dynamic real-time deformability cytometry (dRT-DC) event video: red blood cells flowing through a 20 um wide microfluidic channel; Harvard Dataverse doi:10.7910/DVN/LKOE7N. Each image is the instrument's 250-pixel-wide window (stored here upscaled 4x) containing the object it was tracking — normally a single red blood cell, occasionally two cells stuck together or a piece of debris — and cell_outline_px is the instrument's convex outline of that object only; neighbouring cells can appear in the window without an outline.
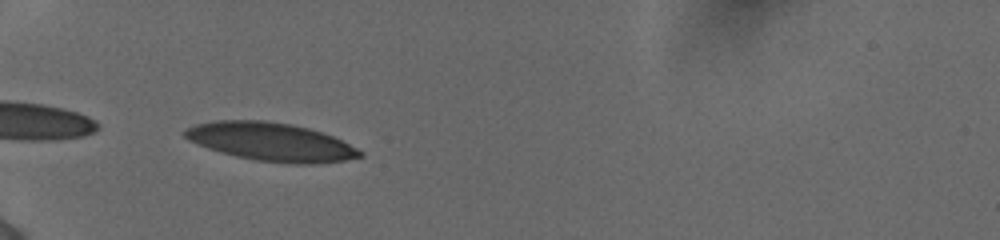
{"species": "human", "species_latin": "Homo sapiens", "temperature_condition": "cold", "stored_images_in_passage": 36, "camera_frame_rate_fps": 3000, "um_per_image_px": 0.085, "donor": {"sex": "female"}, "frame": {"image": 1, "passage_image": 1, "time_ms": 0.0, "image_size_px": [1000, 240], "cell_outline_px": [[364, 156], [344, 160], [308, 164], [296, 164], [256, 160], [236, 156], [208, 148], [188, 140], [184, 136], [184, 132], [188, 128], [196, 124], [216, 120], [264, 120], [292, 124], [308, 128], [332, 136], [364, 152]], "centroid_in_image_um": [23.02, 12.05], "position_along_channel_um": 62.0, "area_um2": 38.67}}
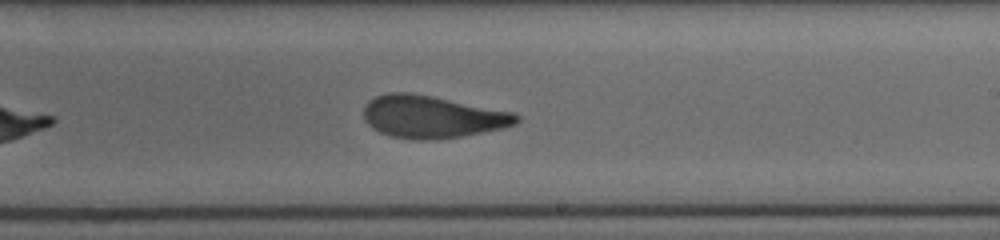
{"frame": {"image": 2, "passage_image": 17, "time_ms": 5.333, "image_size_px": [1000, 240], "cell_outline_px": [[520, 120], [516, 124], [504, 128], [460, 136], [424, 140], [412, 140], [388, 136], [372, 128], [364, 120], [364, 108], [368, 100], [376, 96], [388, 92], [412, 92], [516, 112], [520, 116]], "centroid_in_image_um": [36.73, 9.92], "position_along_channel_um": 252.3, "area_um2": 38.09}}
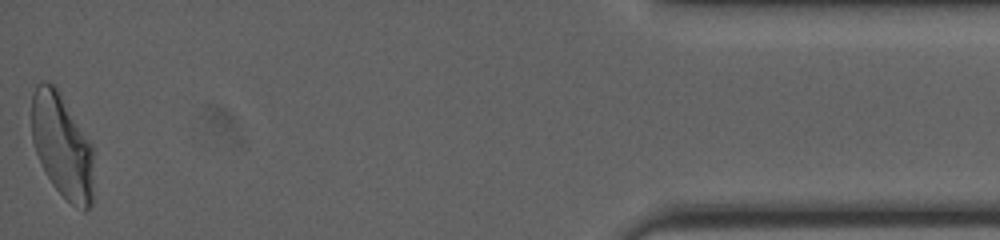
{"frame": {"image": 3, "passage_image": 36, "time_ms": 11.667, "image_size_px": [1000, 240], "cell_outline_px": [[92, 204], [84, 212], [72, 204], [52, 184], [36, 152], [32, 140], [32, 92], [36, 84], [40, 80], [48, 80], [60, 92], [92, 144]], "centroid_in_image_um": [5.27, 12.35], "position_along_channel_um": 429.9, "area_um2": 37.45}, "authors_computed_cell_mechanics": {"area_um2": 37.6278, "velocity_mm_per_s": 3.8804, "shape_relaxation_time_tau1_ms": 4.8439, "shape_relaxation_time_tau2_ms": 1.5209, "deformation_change_tau1": 0.1773, "deformation_change_tau2": 0.0766}}